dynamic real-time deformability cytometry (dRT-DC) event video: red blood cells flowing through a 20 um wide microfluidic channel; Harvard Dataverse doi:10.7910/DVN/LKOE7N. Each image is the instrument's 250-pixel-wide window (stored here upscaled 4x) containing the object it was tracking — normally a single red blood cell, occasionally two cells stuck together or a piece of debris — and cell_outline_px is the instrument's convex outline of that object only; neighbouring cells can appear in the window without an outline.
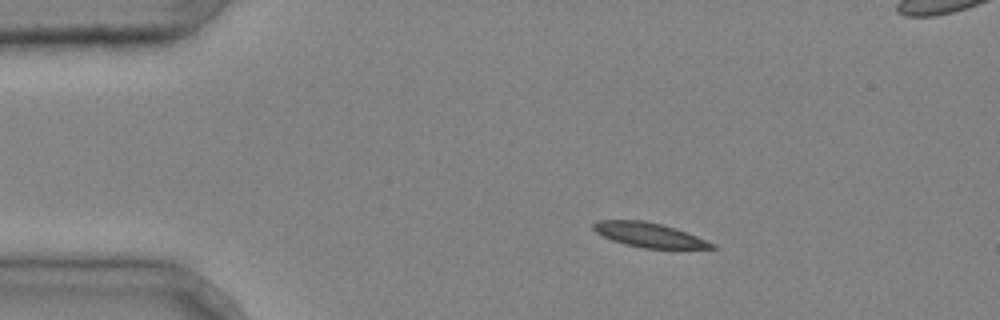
{"species": "common noctule bat (a hibernating species)", "species_latin": "Nyctalus noctula", "temperature_condition": "cold", "stored_images_in_passage": 3, "camera_frame_rate_fps": 3000, "um_per_image_px": 0.085, "animal": {"sex": "male", "body_mass_g": 20.4}, "frame": {"image": 1, "passage_image": 1, "time_ms": 0.0, "image_size_px": [1000, 320], "cell_outline_px": [[716, 248], [644, 248], [612, 240], [596, 232], [592, 228], [592, 224], [596, 220], [644, 220], [676, 228], [716, 244]], "centroid_in_image_um": [55.15, 19.95], "position_along_channel_um": 29.8, "area_um2": 16.65}}